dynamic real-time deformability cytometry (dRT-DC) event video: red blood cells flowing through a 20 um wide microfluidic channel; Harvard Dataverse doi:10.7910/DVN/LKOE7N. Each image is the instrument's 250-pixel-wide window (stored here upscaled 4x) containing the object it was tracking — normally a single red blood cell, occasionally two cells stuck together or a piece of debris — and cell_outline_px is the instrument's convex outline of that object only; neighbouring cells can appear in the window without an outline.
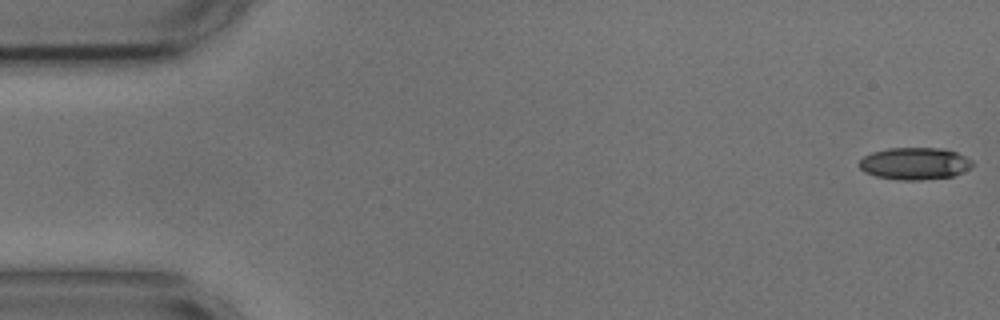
{"species": "common noctule bat (a hibernating species)", "species_latin": "Nyctalus noctula", "temperature_condition": "cold", "stored_images_in_passage": 54, "camera_frame_rate_fps": 3000, "um_per_image_px": 0.085, "animal": {"sex": "male", "body_mass_g": 17.9, "forearm_length_mm": 54.2}, "frame": {"image": 1, "passage_image": 1, "time_ms": 0.0, "image_size_px": [1000, 320], "cell_outline_px": [[972, 168], [952, 176], [920, 180], [900, 180], [876, 176], [864, 172], [860, 168], [860, 160], [864, 156], [872, 152], [888, 148], [944, 148], [956, 152], [972, 160]], "centroid_in_image_um": [77.75, 13.9], "position_along_channel_um": 7.2, "area_um2": 21.15}}
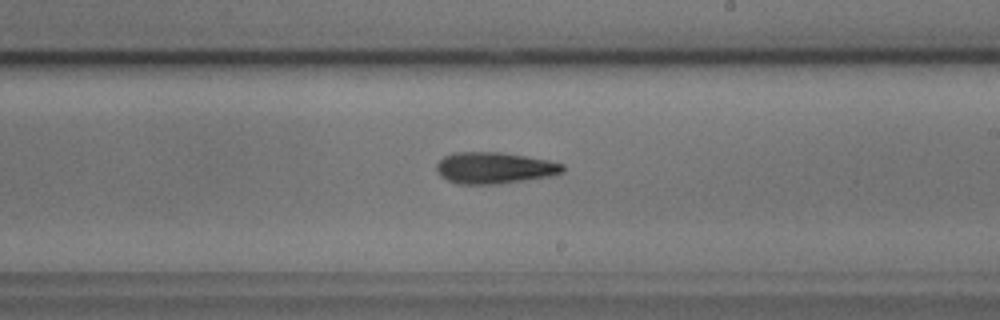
{"frame": {"image": 2, "passage_image": 31, "time_ms": 10.0, "image_size_px": [1000, 320], "cell_outline_px": [[564, 172], [552, 176], [496, 184], [456, 184], [440, 176], [436, 172], [436, 164], [444, 156], [452, 152], [504, 152], [548, 160], [564, 164]], "centroid_in_image_um": [42.01, 14.27], "position_along_channel_um": 247.0, "area_um2": 23.35}}
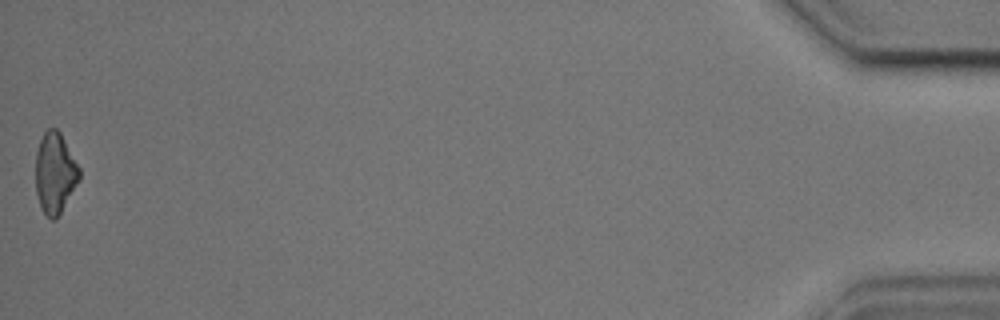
{"frame": {"image": 3, "passage_image": 54, "time_ms": 17.667, "image_size_px": [1000, 320], "cell_outline_px": [[80, 180], [56, 220], [52, 220], [44, 212], [40, 204], [36, 192], [36, 152], [40, 140], [44, 132], [48, 128], [56, 128], [60, 132], [80, 168]], "centroid_in_image_um": [4.68, 14.7], "position_along_channel_um": 430.5, "area_um2": 20.52}, "authors_computed_cell_mechanics": {"area_um2": 22.1374, "velocity_mm_per_s": 3.683, "shape_relaxation_time_tau1_ms": 6.3198, "shape_relaxation_time_tau2_ms": null, "deformation_change_tau1": 0.1616, "deformation_change_tau2": null}}